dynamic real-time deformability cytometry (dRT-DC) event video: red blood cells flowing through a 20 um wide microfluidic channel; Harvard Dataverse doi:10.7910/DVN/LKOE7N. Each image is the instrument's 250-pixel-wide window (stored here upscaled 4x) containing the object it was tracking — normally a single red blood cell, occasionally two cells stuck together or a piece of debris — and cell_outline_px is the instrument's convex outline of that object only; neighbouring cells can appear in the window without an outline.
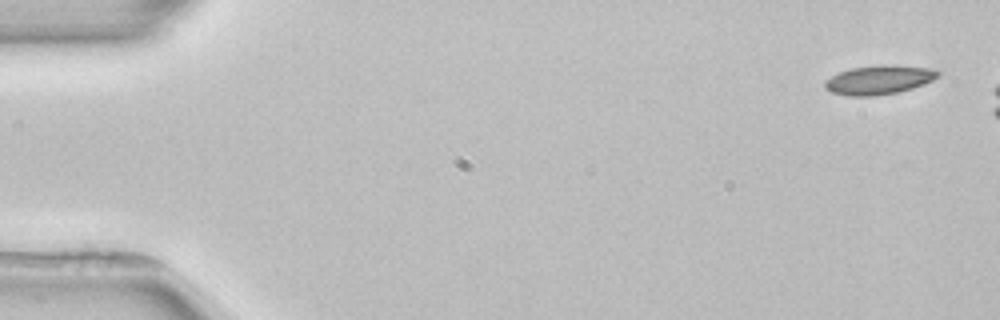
{"species": "common noctule bat (a hibernating species)", "species_latin": "Nyctalus noctula", "temperature_condition": "room temperature", "stored_images_in_passage": 4, "camera_frame_rate_fps": 3000, "um_per_image_px": 0.085, "animal": {"sex": "female", "body_mass_g": 22.7, "forearm_length_mm": 54.2}, "frame": {"image": 1, "passage_image": 1, "time_ms": 0.0, "image_size_px": [1000, 320], "cell_outline_px": [[940, 72], [932, 80], [924, 84], [900, 92], [876, 96], [848, 96], [832, 92], [824, 88], [824, 80], [840, 72], [852, 68], [880, 64], [892, 64], [928, 68]], "centroid_in_image_um": [74.68, 6.79], "position_along_channel_um": 10.3, "area_um2": 19.19}}